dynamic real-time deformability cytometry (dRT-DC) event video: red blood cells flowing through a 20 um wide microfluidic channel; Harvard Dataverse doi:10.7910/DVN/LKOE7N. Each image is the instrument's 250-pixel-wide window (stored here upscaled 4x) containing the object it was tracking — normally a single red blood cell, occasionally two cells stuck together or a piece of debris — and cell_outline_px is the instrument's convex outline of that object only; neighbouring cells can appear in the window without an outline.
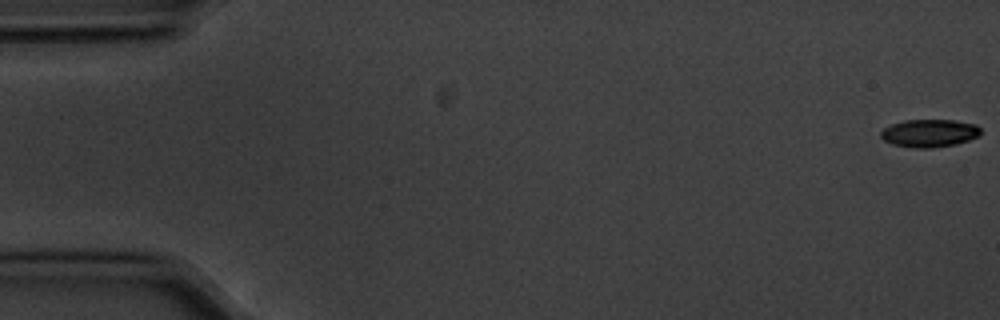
{"species": "common noctule bat (a hibernating species)", "species_latin": "Nyctalus noctula", "temperature_condition": "cold", "stored_images_in_passage": 56, "camera_frame_rate_fps": 3000, "um_per_image_px": 0.085, "animal": {"sex": "male", "body_mass_g": 20.1, "forearm_length_mm": 53.5}, "frame": {"image": 1, "passage_image": 1, "time_ms": 0.0, "image_size_px": [1000, 320], "cell_outline_px": [[980, 136], [956, 144], [932, 148], [916, 148], [892, 144], [884, 140], [880, 136], [880, 132], [884, 128], [892, 124], [904, 120], [952, 120], [976, 124], [980, 128]], "centroid_in_image_um": [79.0, 11.32], "position_along_channel_um": 6.0, "area_um2": 16.18}}
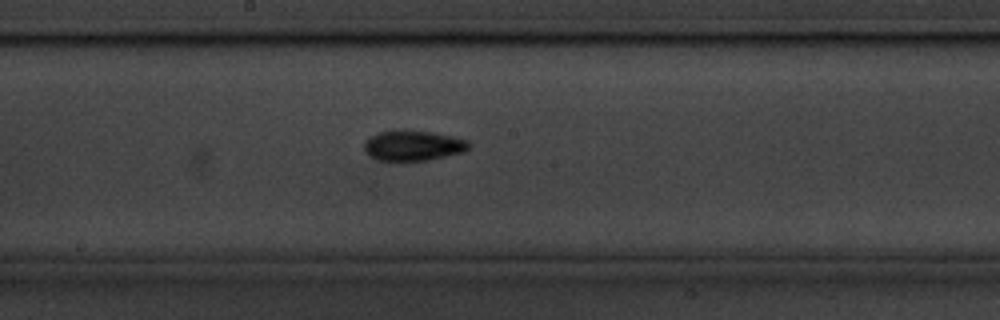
{"frame": {"image": 2, "passage_image": 30, "time_ms": 9.667, "image_size_px": [1000, 320], "cell_outline_px": [[468, 148], [464, 152], [428, 160], [404, 164], [400, 164], [380, 160], [372, 156], [364, 148], [364, 144], [368, 136], [376, 132], [396, 128], [404, 128], [432, 132], [452, 136], [468, 140]], "centroid_in_image_um": [35.06, 12.37], "position_along_channel_um": 213.1, "area_um2": 19.48}}
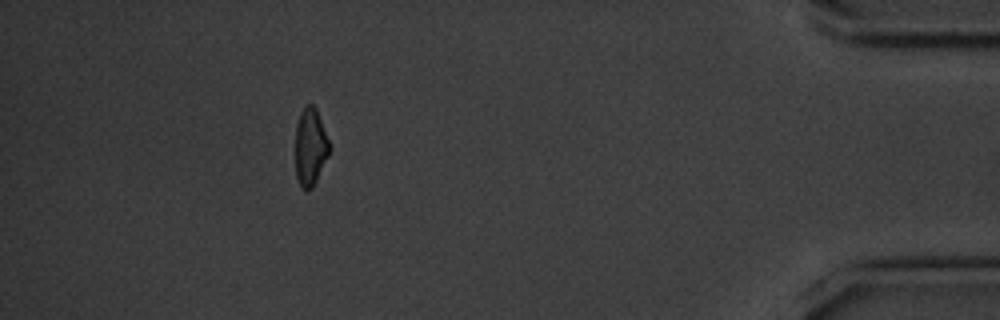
{"frame": {"image": 3, "passage_image": 51, "time_ms": 16.667, "image_size_px": [1000, 320], "cell_outline_px": [[332, 148], [312, 188], [304, 188], [300, 184], [296, 176], [296, 124], [300, 112], [304, 104], [312, 104], [316, 108]], "centroid_in_image_um": [26.39, 12.42], "position_along_channel_um": 408.8, "area_um2": 15.32}, "authors_computed_cell_mechanics": {"area_um2": 16.8487, "velocity_mm_per_s": 3.5841, "shape_relaxation_time_tau1_ms": 2.582, "shape_relaxation_time_tau2_ms": null, "deformation_change_tau1": 0.1072, "deformation_change_tau2": null}}